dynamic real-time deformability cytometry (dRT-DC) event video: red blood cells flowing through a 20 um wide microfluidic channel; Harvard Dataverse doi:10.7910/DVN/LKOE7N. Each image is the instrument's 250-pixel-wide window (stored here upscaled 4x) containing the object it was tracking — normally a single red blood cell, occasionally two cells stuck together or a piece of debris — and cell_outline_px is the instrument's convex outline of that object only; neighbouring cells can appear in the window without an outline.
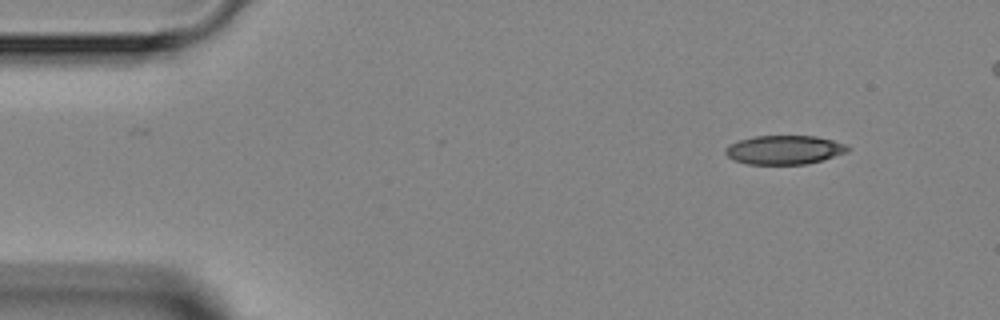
{"species": "Egyptian fruit bat (a non-hibernating species)", "species_latin": "Rousettus aegyptiacus", "temperature_condition": "room temperature", "stored_images_in_passage": 2, "camera_frame_rate_fps": 3000, "um_per_image_px": 0.085, "animal": {"sex": "female"}, "frame": {"image": 1, "passage_image": 2, "time_ms": 2.0, "image_size_px": [1000, 320], "cell_outline_px": [[852, 148], [848, 152], [820, 160], [804, 164], [748, 164], [732, 160], [724, 152], [724, 148], [728, 144], [740, 140], [756, 136], [816, 136], [832, 140], [844, 144]], "centroid_in_image_um": [66.63, 12.73], "position_along_channel_um": 18.4, "area_um2": 20.58}}